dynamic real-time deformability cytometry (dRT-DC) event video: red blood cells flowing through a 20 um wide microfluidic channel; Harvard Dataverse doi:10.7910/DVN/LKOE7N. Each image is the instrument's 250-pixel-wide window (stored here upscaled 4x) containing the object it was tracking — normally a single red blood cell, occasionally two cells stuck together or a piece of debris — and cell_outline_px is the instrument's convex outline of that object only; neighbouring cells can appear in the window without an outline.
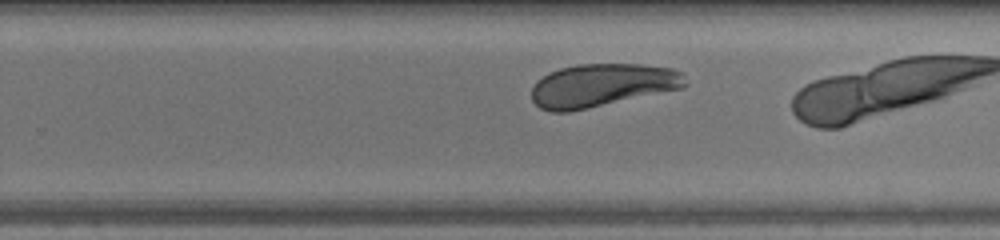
{"species": "human", "species_latin": "Homo sapiens", "temperature_condition": "warm", "stored_images_in_passage": 23, "camera_frame_rate_fps": 3000, "um_per_image_px": 0.085, "donor": {"sex": "male"}, "frame": {"image": 1, "passage_image": 17, "time_ms": 5.333, "image_size_px": [1000, 240], "cell_outline_px": [[684, 84], [676, 88], [584, 108], [560, 112], [556, 112], [540, 108], [532, 100], [532, 88], [544, 76], [552, 72], [564, 68], [584, 64], [632, 64], [664, 68], [676, 72]], "centroid_in_image_um": [51.01, 7.25], "position_along_channel_um": 278.8, "area_um2": 36.13}}
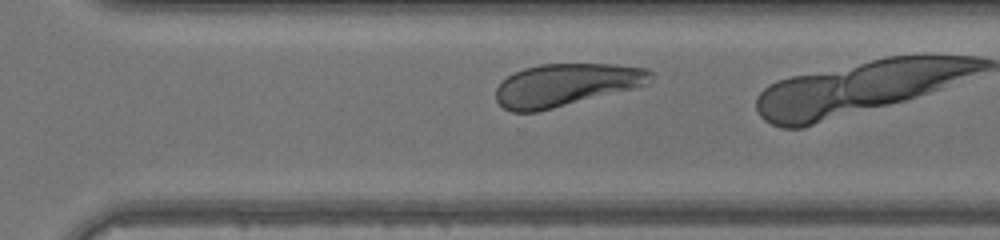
{"frame": {"image": 2, "passage_image": 20, "time_ms": 6.333, "image_size_px": [1000, 240], "cell_outline_px": [[648, 72], [628, 88], [532, 112], [516, 112], [504, 108], [496, 100], [496, 88], [508, 76], [516, 72], [528, 68], [544, 64], [604, 64], [640, 68]], "centroid_in_image_um": [47.81, 7.21], "position_along_channel_um": 322.8, "area_um2": 35.37}}